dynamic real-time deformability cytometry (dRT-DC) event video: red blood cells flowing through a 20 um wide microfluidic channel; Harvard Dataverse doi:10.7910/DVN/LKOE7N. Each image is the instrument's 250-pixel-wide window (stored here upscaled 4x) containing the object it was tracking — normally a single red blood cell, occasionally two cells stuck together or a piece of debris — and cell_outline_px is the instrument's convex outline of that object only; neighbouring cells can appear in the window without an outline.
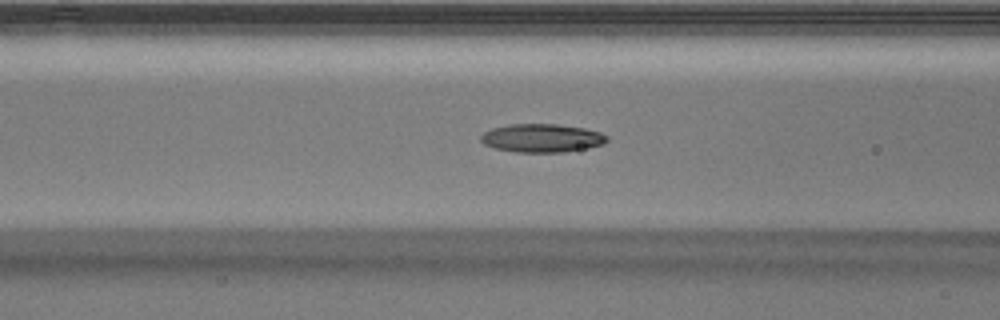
{"species": "Egyptian fruit bat (a non-hibernating species)", "species_latin": "Rousettus aegyptiacus", "temperature_condition": "warm", "stored_images_in_passage": 39, "camera_frame_rate_fps": 3000, "um_per_image_px": 0.085, "animal": {"sex": "male"}, "frame": {"image": 1, "passage_image": 11, "time_ms": 3.333, "image_size_px": [1000, 320], "cell_outline_px": [[608, 140], [604, 144], [564, 152], [516, 152], [496, 148], [484, 144], [480, 140], [480, 136], [484, 132], [492, 128], [512, 124], [556, 124], [584, 128], [600, 132], [608, 136]], "centroid_in_image_um": [46.06, 11.73], "position_along_channel_um": 120.5, "area_um2": 20.75}}
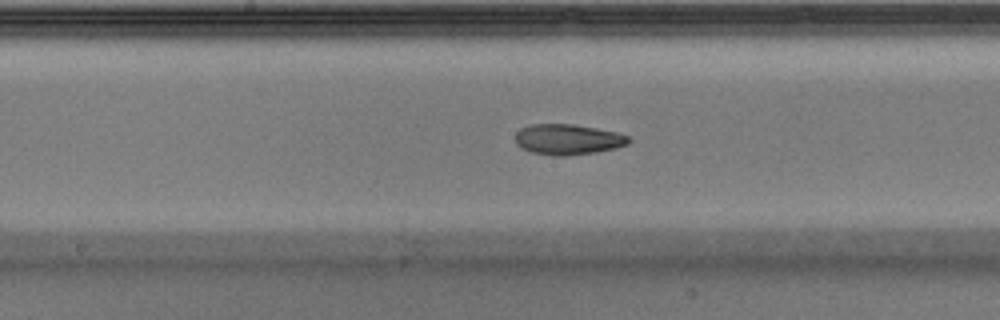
{"frame": {"image": 2, "passage_image": 17, "time_ms": 5.333, "image_size_px": [1000, 320], "cell_outline_px": [[632, 140], [628, 144], [616, 148], [596, 152], [564, 156], [552, 156], [532, 152], [516, 144], [516, 132], [520, 128], [532, 124], [572, 124], [596, 128], [616, 132], [628, 136]], "centroid_in_image_um": [48.28, 11.85], "position_along_channel_um": 199.9, "area_um2": 20.17}}
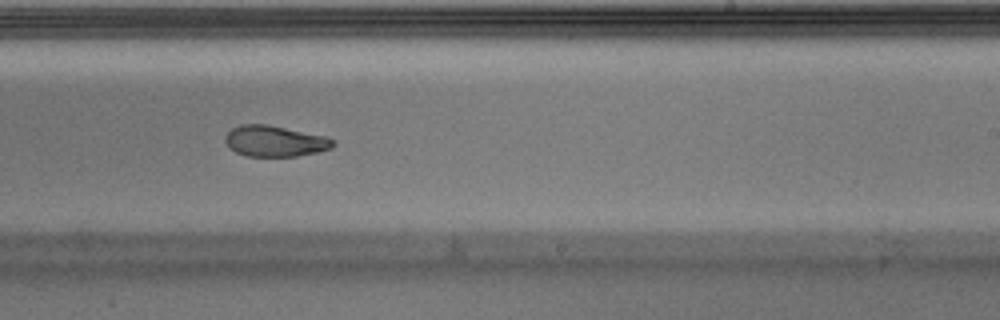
{"frame": {"image": 3, "passage_image": 22, "time_ms": 7.0, "image_size_px": [1000, 320], "cell_outline_px": [[336, 144], [332, 148], [316, 152], [296, 156], [244, 156], [228, 148], [224, 140], [224, 136], [232, 128], [240, 124], [268, 124], [328, 136], [336, 140]], "centroid_in_image_um": [23.37, 11.98], "position_along_channel_um": 265.6, "area_um2": 19.83}}